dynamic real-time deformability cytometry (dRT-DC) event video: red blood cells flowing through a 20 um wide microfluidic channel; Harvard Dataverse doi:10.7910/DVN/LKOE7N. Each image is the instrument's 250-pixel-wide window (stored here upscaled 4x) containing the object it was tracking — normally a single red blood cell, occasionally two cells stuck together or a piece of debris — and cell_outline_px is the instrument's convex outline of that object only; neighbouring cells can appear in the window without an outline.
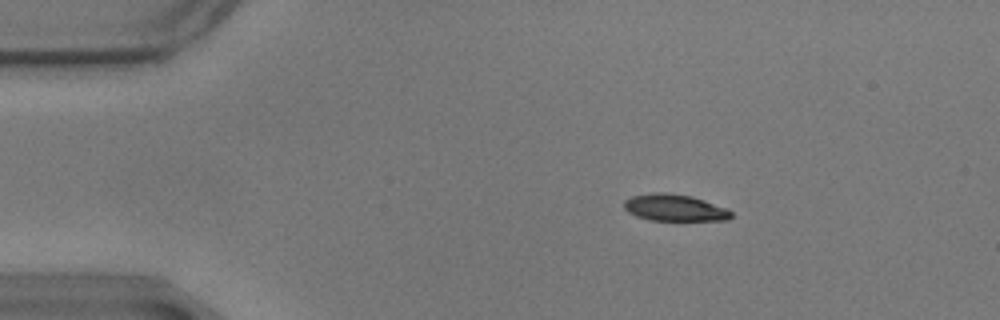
{"species": "common noctule bat (a hibernating species)", "species_latin": "Nyctalus noctula", "temperature_condition": "warm", "stored_images_in_passage": 50, "camera_frame_rate_fps": 3000, "um_per_image_px": 0.085, "animal": {"sex": "male", "body_mass_g": 17.9}, "frame": {"image": 1, "passage_image": 2, "time_ms": 0.333, "image_size_px": [1000, 320], "cell_outline_px": [[732, 216], [728, 220], [648, 220], [636, 216], [628, 212], [624, 208], [624, 200], [632, 196], [652, 192], [664, 192], [692, 196], [704, 200], [724, 208], [732, 212]], "centroid_in_image_um": [57.3, 17.65], "position_along_channel_um": 27.7, "area_um2": 16.65}}
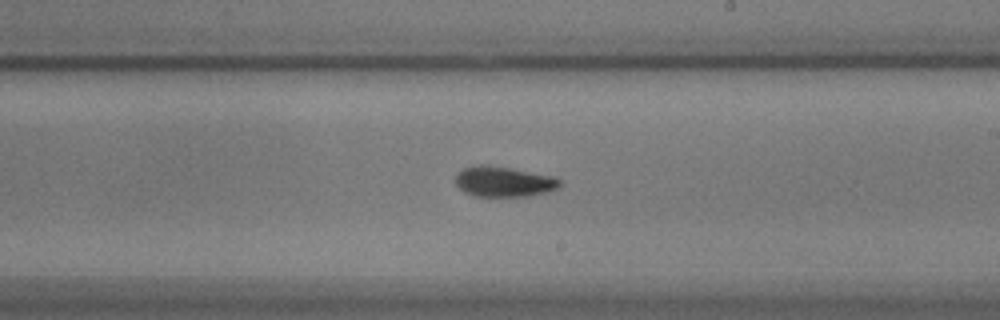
{"frame": {"image": 2, "passage_image": 26, "time_ms": 8.333, "image_size_px": [1000, 320], "cell_outline_px": [[560, 188], [548, 192], [528, 196], [472, 196], [464, 192], [456, 184], [456, 176], [464, 168], [480, 164], [484, 164], [508, 168], [552, 176], [560, 180]], "centroid_in_image_um": [42.82, 15.45], "position_along_channel_um": 246.2, "area_um2": 18.26}}
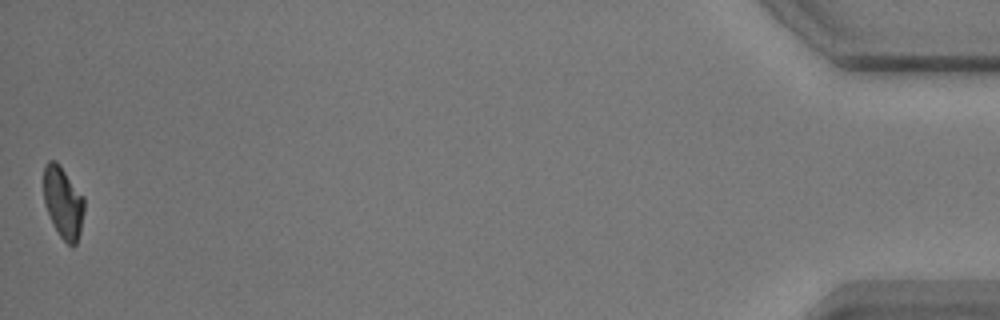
{"frame": {"image": 3, "passage_image": 50, "time_ms": 16.333, "image_size_px": [1000, 320], "cell_outline_px": [[84, 212], [80, 232], [76, 244], [72, 248], [60, 236], [44, 204], [44, 164], [48, 160], [56, 160], [60, 164], [84, 196]], "centroid_in_image_um": [5.38, 17.17], "position_along_channel_um": 429.8, "area_um2": 16.99}, "authors_computed_cell_mechanics": {"area_um2": 17.5134, "velocity_mm_per_s": 3.4744, "shape_relaxation_time_tau1_ms": 3.9288, "shape_relaxation_time_tau2_ms": 5.7436, "deformation_change_tau1": 0.1549, "deformation_change_tau2": 0.1003}}